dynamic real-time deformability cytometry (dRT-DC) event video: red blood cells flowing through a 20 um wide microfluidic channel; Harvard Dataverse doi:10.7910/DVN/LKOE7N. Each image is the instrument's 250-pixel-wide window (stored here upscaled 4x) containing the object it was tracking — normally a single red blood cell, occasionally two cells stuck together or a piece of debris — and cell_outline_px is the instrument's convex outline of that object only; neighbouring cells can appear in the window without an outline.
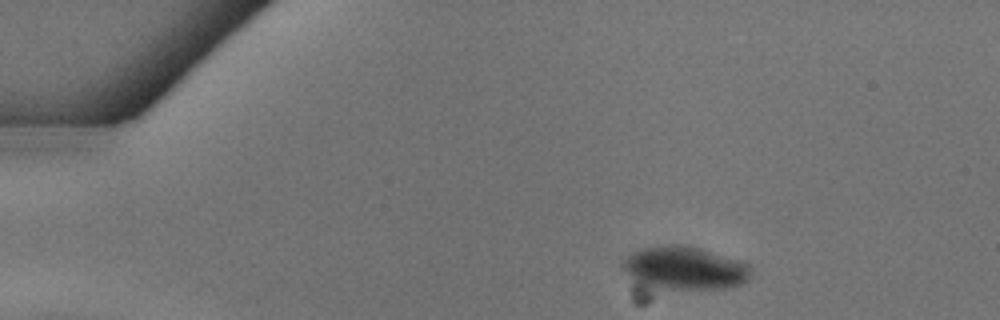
{"species": "common noctule bat (a hibernating species)", "species_latin": "Nyctalus noctula", "temperature_condition": "warm", "stored_images_in_passage": 3, "camera_frame_rate_fps": 3000, "um_per_image_px": 0.085, "animal": {"sex": "female"}, "frame": {"image": 1, "passage_image": 3, "time_ms": 0.667, "image_size_px": [1000, 320], "cell_outline_px": [[752, 272], [748, 280], [744, 284], [728, 288], [668, 288], [640, 280], [620, 272], [620, 260], [632, 252], [640, 248], [672, 244], [688, 244], [748, 264], [752, 268]], "centroid_in_image_um": [58.2, 22.74], "position_along_channel_um": 26.8, "area_um2": 31.85}}